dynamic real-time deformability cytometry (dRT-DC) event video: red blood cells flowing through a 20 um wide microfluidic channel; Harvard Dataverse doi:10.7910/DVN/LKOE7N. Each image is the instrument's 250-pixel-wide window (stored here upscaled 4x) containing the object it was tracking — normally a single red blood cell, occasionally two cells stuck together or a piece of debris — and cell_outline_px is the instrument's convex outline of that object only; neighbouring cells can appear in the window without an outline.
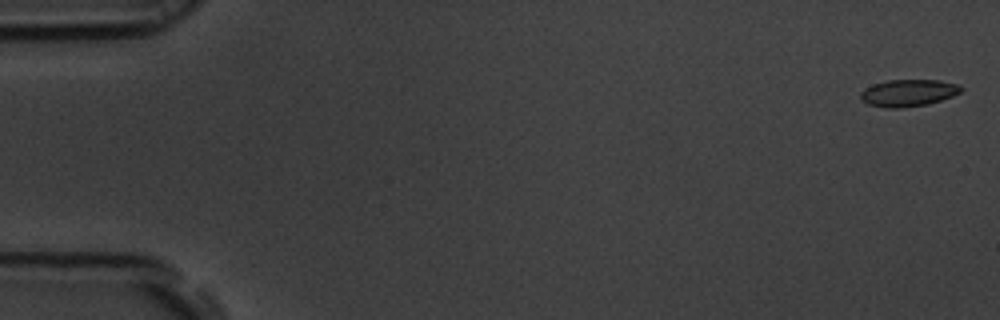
{"species": "common noctule bat (a hibernating species)", "species_latin": "Nyctalus noctula", "temperature_condition": "room temperature", "stored_images_in_passage": 54, "camera_frame_rate_fps": 3000, "um_per_image_px": 0.085, "animal": {"sex": "male", "body_mass_g": 19.5, "forearm_length_mm": 54.6}, "frame": {"image": 1, "passage_image": 1, "time_ms": 0.0, "image_size_px": [1000, 320], "cell_outline_px": [[964, 88], [960, 92], [952, 96], [928, 104], [900, 108], [888, 108], [868, 104], [860, 100], [860, 92], [864, 88], [872, 84], [888, 80], [940, 80], [956, 84]], "centroid_in_image_um": [77.16, 7.89], "position_along_channel_um": 7.8, "area_um2": 15.84}}
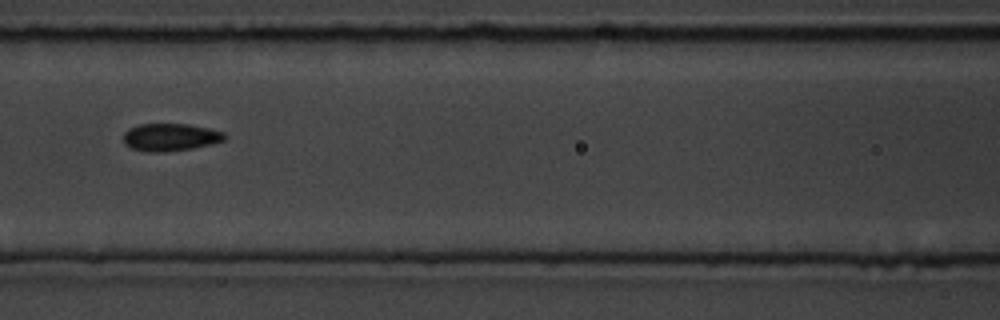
{"frame": {"image": 2, "passage_image": 24, "time_ms": 7.667, "image_size_px": [1000, 320], "cell_outline_px": [[228, 136], [224, 140], [192, 148], [164, 152], [148, 152], [132, 148], [124, 144], [124, 132], [128, 128], [140, 124], [188, 124], [208, 128], [224, 132]], "centroid_in_image_um": [14.46, 11.65], "position_along_channel_um": 152.1, "area_um2": 16.18}}
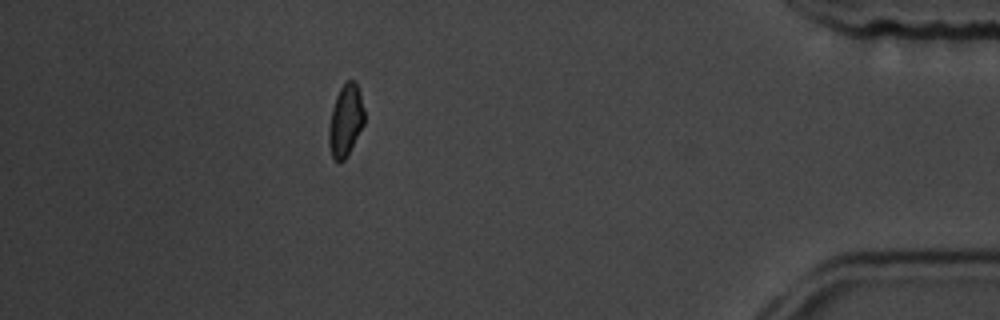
{"frame": {"image": 3, "passage_image": 48, "time_ms": 15.667, "image_size_px": [1000, 320], "cell_outline_px": [[364, 124], [344, 160], [340, 164], [336, 164], [332, 156], [328, 144], [328, 128], [332, 108], [336, 96], [340, 88], [348, 80], [356, 80], [360, 92], [364, 108]], "centroid_in_image_um": [29.36, 10.25], "position_along_channel_um": 405.8, "area_um2": 15.03}, "authors_computed_cell_mechanics": {"area_um2": 15.8372, "velocity_mm_per_s": 3.7867, "shape_relaxation_time_tau1_ms": 4.2791, "shape_relaxation_time_tau2_ms": 2.7437, "deformation_change_tau1": 0.1202, "deformation_change_tau2": 0.0723}}